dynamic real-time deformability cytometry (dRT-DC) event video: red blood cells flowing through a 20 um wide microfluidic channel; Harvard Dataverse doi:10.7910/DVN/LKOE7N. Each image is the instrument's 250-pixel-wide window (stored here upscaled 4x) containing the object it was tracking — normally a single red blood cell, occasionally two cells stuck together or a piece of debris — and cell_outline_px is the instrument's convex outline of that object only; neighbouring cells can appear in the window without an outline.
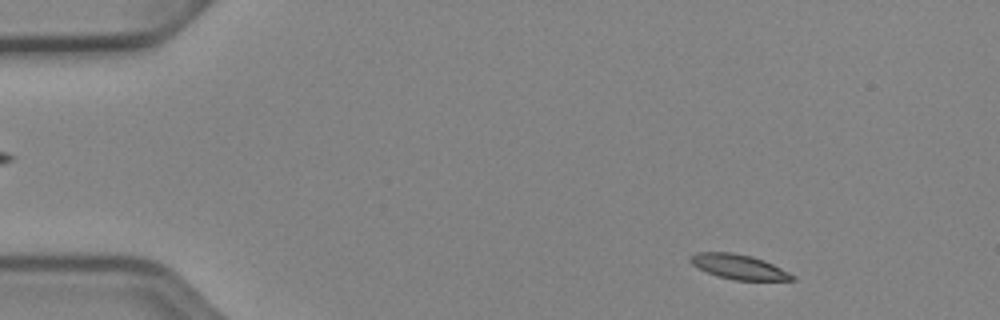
{"species": "Egyptian fruit bat (a non-hibernating species)", "species_latin": "Rousettus aegyptiacus", "temperature_condition": "cold", "stored_images_in_passage": 51, "segment_of_instrument_passage": [1, 2], "camera_frame_rate_fps": 3000, "um_per_image_px": 0.085, "animal": {"sex": "female"}, "frame": {"image": 1, "passage_image": 4, "time_ms": 1.0, "image_size_px": [1000, 320], "cell_outline_px": [[796, 280], [736, 280], [716, 276], [692, 264], [688, 260], [688, 256], [696, 252], [732, 252], [752, 256], [764, 260], [796, 276]], "centroid_in_image_um": [62.77, 22.67], "position_along_channel_um": 22.2, "area_um2": 14.68}}
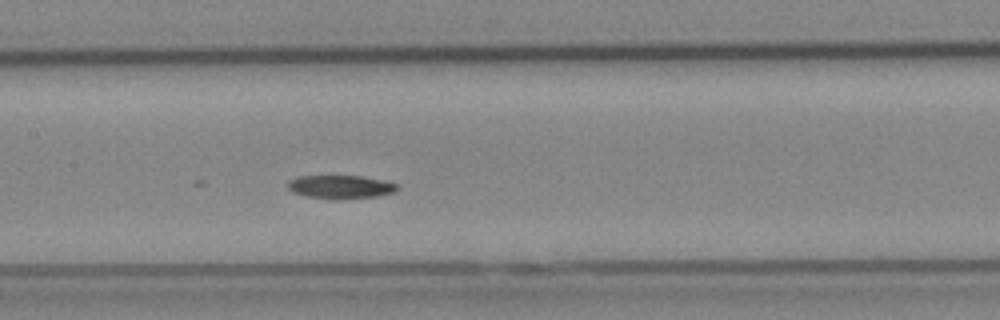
{"frame": {"image": 2, "passage_image": 23, "time_ms": 7.333, "image_size_px": [1000, 320], "cell_outline_px": [[396, 192], [376, 196], [340, 200], [336, 200], [304, 196], [292, 192], [288, 188], [288, 180], [296, 176], [360, 176], [384, 180], [396, 184]], "centroid_in_image_um": [28.9, 15.89], "position_along_channel_um": 178.5, "area_um2": 15.09}}
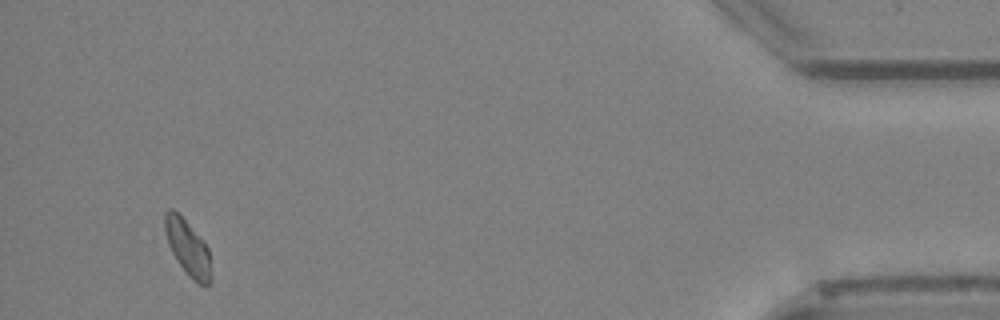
{"frame": {"image": 3, "passage_image": 47, "time_ms": 15.333, "image_size_px": [1000, 320], "cell_outline_px": [[212, 280], [208, 284], [200, 284], [192, 280], [180, 264], [172, 252], [168, 244], [164, 228], [164, 216], [168, 208], [172, 208], [188, 224], [208, 248], [212, 276]], "centroid_in_image_um": [15.96, 21.08], "position_along_channel_um": 419.2, "area_um2": 14.57}}